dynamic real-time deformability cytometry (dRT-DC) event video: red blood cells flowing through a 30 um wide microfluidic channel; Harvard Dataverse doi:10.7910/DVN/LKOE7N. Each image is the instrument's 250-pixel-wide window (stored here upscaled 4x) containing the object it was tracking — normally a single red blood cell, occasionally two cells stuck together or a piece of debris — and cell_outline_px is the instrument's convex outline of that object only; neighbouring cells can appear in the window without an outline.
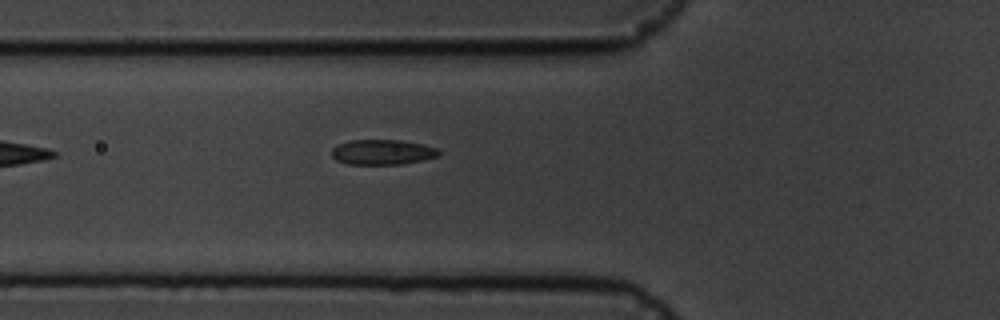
{"species": "common noctule bat (a hibernating species)", "species_latin": "Nyctalus noctula", "temperature_condition": "cold", "stored_images_in_passage": 4, "camera_frame_rate_fps": 3000, "um_per_image_px": 0.085, "animal": {"sex": "male", "body_mass_g": 19.5, "forearm_length_mm": 54.6}, "frame": {"image": 1, "passage_image": 4, "time_ms": 4.333, "image_size_px": [1000, 320], "cell_outline_px": [[440, 156], [400, 164], [348, 164], [336, 160], [332, 156], [332, 148], [336, 144], [348, 140], [400, 140], [424, 144], [436, 148], [440, 152]], "centroid_in_image_um": [32.48, 12.92], "position_along_channel_um": 93.3, "area_um2": 15.72}}